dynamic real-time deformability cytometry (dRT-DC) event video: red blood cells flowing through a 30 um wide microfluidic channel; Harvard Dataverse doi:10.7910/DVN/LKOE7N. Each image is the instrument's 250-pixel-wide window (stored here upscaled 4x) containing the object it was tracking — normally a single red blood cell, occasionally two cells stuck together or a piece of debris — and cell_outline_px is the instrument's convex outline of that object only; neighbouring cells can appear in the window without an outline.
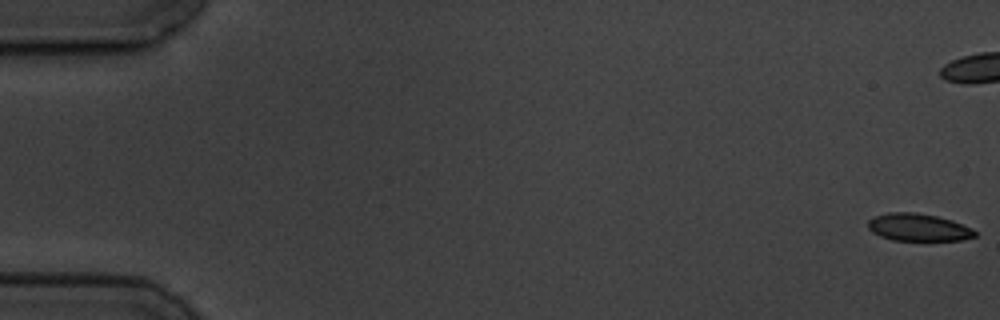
{"species": "common noctule bat (a hibernating species)", "species_latin": "Nyctalus noctula", "temperature_condition": "cold", "stored_images_in_passage": 8, "camera_frame_rate_fps": 3000, "um_per_image_px": 0.085, "animal": {"sex": "male", "body_mass_g": 19.5, "forearm_length_mm": 54.6}, "frame": {"image": 1, "passage_image": 1, "time_ms": 0.0, "image_size_px": [1000, 320], "cell_outline_px": [[976, 236], [960, 240], [892, 240], [880, 236], [872, 232], [868, 228], [868, 220], [872, 216], [888, 212], [916, 212], [936, 216], [952, 220], [972, 228], [976, 232]], "centroid_in_image_um": [78.02, 19.31], "position_along_channel_um": 7.0, "area_um2": 17.17}}
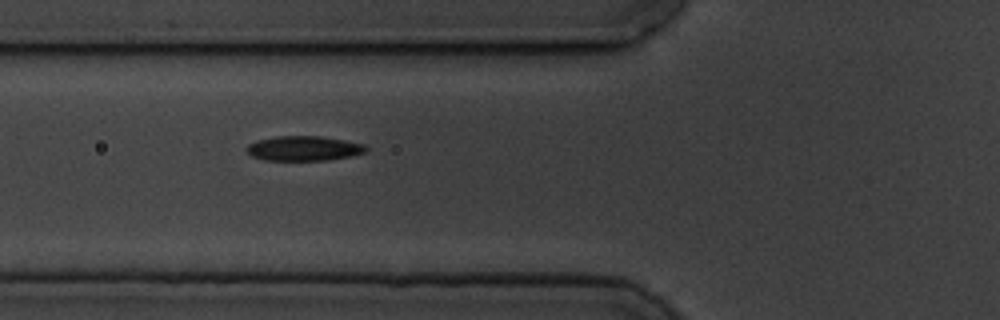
{"frame": {"image": 2, "passage_image": 8, "time_ms": 9.0, "image_size_px": [1000, 320], "cell_outline_px": [[368, 148], [364, 152], [352, 156], [328, 160], [264, 160], [252, 156], [244, 148], [248, 144], [256, 140], [276, 136], [320, 136], [344, 140], [364, 144]], "centroid_in_image_um": [25.79, 12.61], "position_along_channel_um": 100.0, "area_um2": 17.28}}